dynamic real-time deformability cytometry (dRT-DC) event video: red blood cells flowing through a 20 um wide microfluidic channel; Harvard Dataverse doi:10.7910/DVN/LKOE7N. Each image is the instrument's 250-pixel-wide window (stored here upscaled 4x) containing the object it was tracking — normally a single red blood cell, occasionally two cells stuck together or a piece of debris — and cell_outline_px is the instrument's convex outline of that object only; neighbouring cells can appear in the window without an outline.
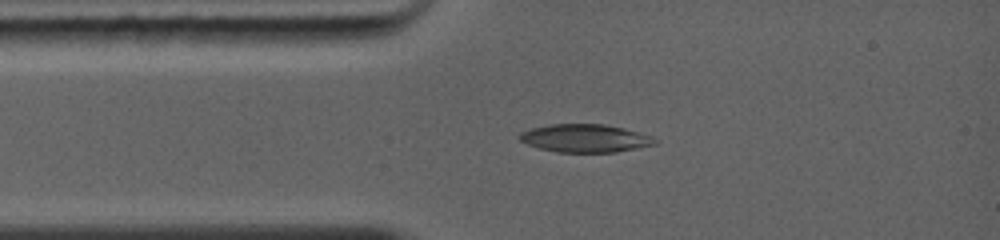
{"species": "common noctule bat (a hibernating species)", "species_latin": "Nyctalus noctula", "temperature_condition": "warm", "stored_images_in_passage": 1, "camera_frame_rate_fps": 5000, "um_per_image_px": 0.085, "animal": {"sex": "female", "body_mass_g": 19.0, "forearm_length_mm": 56.7}, "frame": {"image": 1, "passage_image": 1, "time_ms": 0.0, "image_size_px": [1000, 240], "cell_outline_px": [[660, 140], [656, 144], [616, 152], [556, 152], [540, 148], [528, 144], [520, 140], [520, 132], [532, 128], [548, 124], [604, 124], [624, 128], [652, 136]], "centroid_in_image_um": [49.77, 11.75], "position_along_channel_um": 35.2, "area_um2": 22.08}}